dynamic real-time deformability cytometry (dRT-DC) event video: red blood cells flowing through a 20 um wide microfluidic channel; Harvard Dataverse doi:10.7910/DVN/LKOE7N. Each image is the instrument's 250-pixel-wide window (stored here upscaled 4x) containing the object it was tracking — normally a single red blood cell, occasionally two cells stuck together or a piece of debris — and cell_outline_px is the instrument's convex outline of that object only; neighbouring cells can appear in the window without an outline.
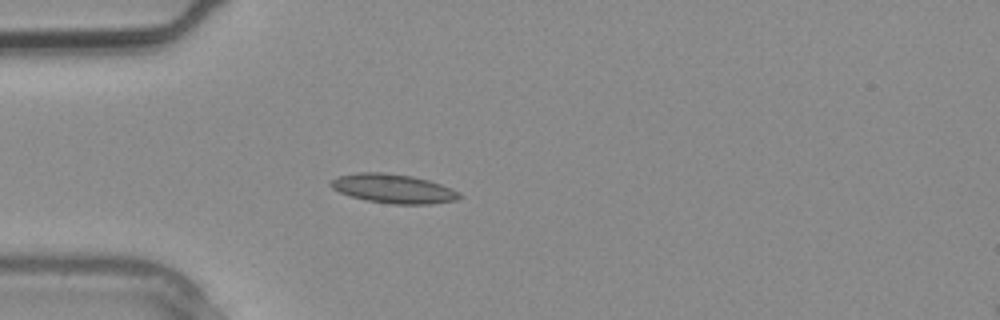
{"species": "common noctule bat (a hibernating species)", "species_latin": "Nyctalus noctula", "temperature_condition": "warm", "stored_images_in_passage": 3, "camera_frame_rate_fps": 3000, "um_per_image_px": 0.085, "animal": {"sex": "male", "body_mass_g": 20.4}, "frame": {"image": 1, "passage_image": 3, "time_ms": 0.667, "image_size_px": [1000, 320], "cell_outline_px": [[464, 196], [456, 200], [428, 204], [396, 204], [368, 200], [352, 196], [340, 192], [332, 188], [328, 184], [336, 176], [360, 172], [384, 172], [412, 176], [428, 180], [452, 188], [460, 192]], "centroid_in_image_um": [33.45, 16.02], "position_along_channel_um": 51.6, "area_um2": 21.73}}